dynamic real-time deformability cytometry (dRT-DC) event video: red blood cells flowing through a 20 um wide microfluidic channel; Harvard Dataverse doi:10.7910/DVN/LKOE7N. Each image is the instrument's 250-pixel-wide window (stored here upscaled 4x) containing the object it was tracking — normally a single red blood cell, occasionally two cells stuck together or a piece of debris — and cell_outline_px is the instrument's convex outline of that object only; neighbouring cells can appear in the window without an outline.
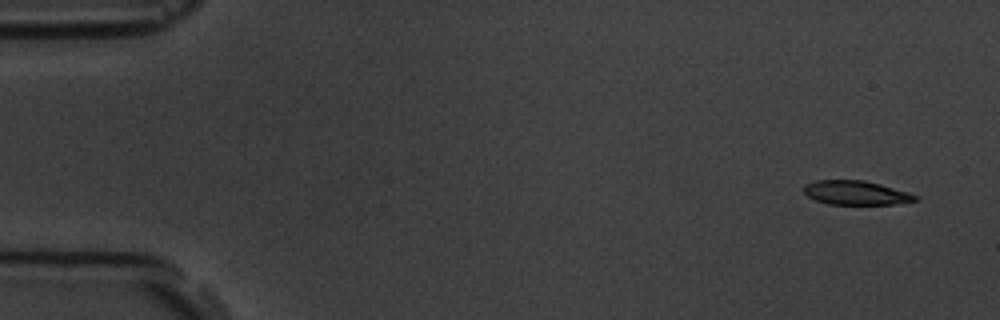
{"species": "common noctule bat (a hibernating species)", "species_latin": "Nyctalus noctula", "temperature_condition": "room temperature", "stored_images_in_passage": 5, "camera_frame_rate_fps": 3000, "um_per_image_px": 0.085, "animal": {"sex": "male", "body_mass_g": 19.5, "forearm_length_mm": 54.6}, "frame": {"image": 1, "passage_image": 1, "time_ms": 0.0, "image_size_px": [1000, 320], "cell_outline_px": [[920, 200], [896, 204], [828, 204], [816, 200], [808, 196], [804, 192], [804, 184], [816, 180], [864, 180], [880, 184], [908, 192], [920, 196]], "centroid_in_image_um": [72.79, 16.39], "position_along_channel_um": 12.2, "area_um2": 15.72}}
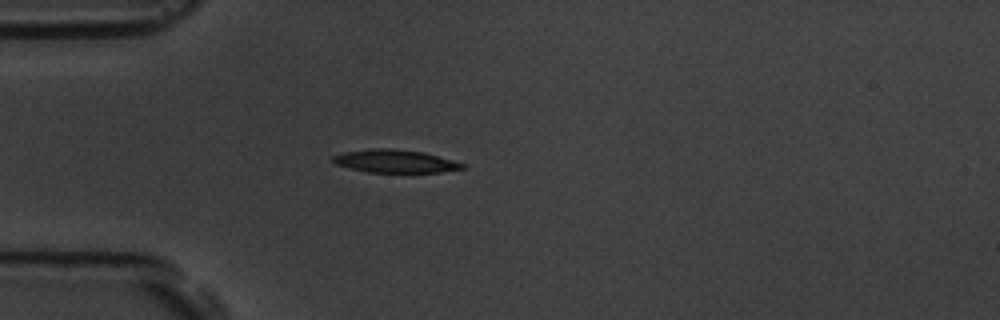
{"frame": {"image": 2, "passage_image": 5, "time_ms": 4.333, "image_size_px": [1000, 320], "cell_outline_px": [[468, 168], [440, 172], [368, 172], [336, 164], [332, 160], [332, 156], [344, 152], [372, 148], [392, 148], [424, 152], [468, 164]], "centroid_in_image_um": [33.66, 13.69], "position_along_channel_um": 51.3, "area_um2": 17.4}}